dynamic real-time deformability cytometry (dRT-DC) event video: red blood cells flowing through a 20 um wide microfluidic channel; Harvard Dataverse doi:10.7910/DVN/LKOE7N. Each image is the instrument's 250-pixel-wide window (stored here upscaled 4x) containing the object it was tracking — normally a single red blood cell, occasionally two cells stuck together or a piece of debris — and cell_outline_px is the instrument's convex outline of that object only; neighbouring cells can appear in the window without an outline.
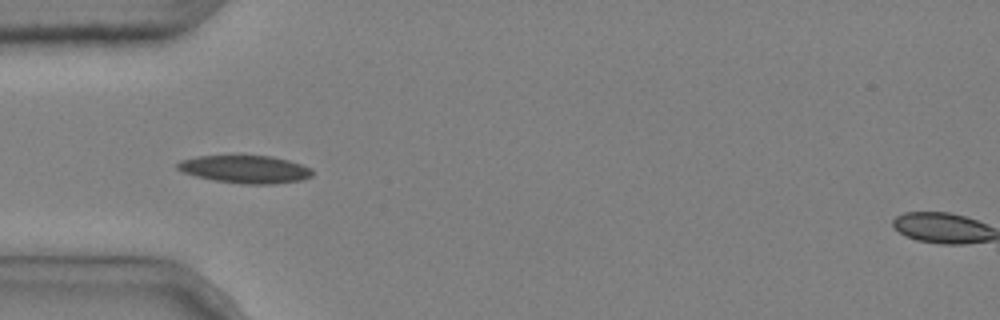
{"species": "common noctule bat (a hibernating species)", "species_latin": "Nyctalus noctula", "temperature_condition": "cold", "stored_images_in_passage": 4, "camera_frame_rate_fps": 3000, "um_per_image_px": 0.085, "animal": {"sex": "male", "body_mass_g": 20.4}, "frame": {"image": 1, "passage_image": 1, "time_ms": 0.0, "image_size_px": [1000, 320], "cell_outline_px": [[312, 176], [300, 180], [276, 184], [240, 184], [212, 180], [196, 176], [184, 172], [176, 168], [176, 164], [180, 160], [196, 156], [272, 156], [288, 160], [312, 168]], "centroid_in_image_um": [20.83, 14.39], "position_along_channel_um": 64.2, "area_um2": 21.85}}
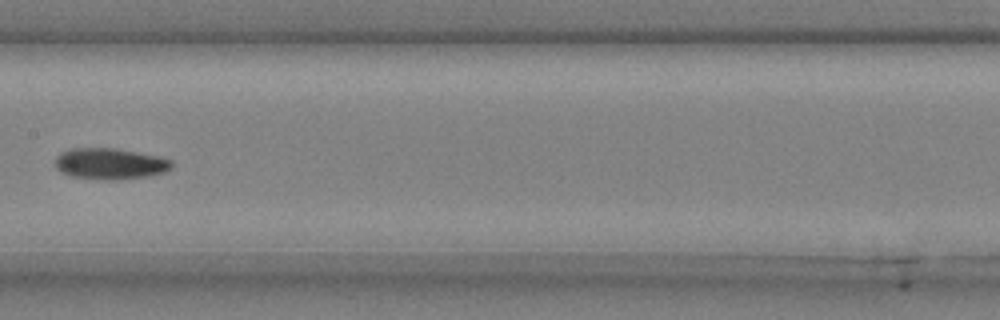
{"frame": {"image": 2, "passage_image": 4, "time_ms": 1.0, "image_size_px": [1000, 320], "cell_outline_px": [[172, 168], [164, 172], [148, 176], [116, 180], [104, 180], [72, 176], [56, 168], [52, 164], [56, 156], [60, 152], [72, 148], [116, 148], [160, 156], [172, 160]], "centroid_in_image_um": [9.34, 13.91], "position_along_channel_um": 198.1, "area_um2": 21.39}}